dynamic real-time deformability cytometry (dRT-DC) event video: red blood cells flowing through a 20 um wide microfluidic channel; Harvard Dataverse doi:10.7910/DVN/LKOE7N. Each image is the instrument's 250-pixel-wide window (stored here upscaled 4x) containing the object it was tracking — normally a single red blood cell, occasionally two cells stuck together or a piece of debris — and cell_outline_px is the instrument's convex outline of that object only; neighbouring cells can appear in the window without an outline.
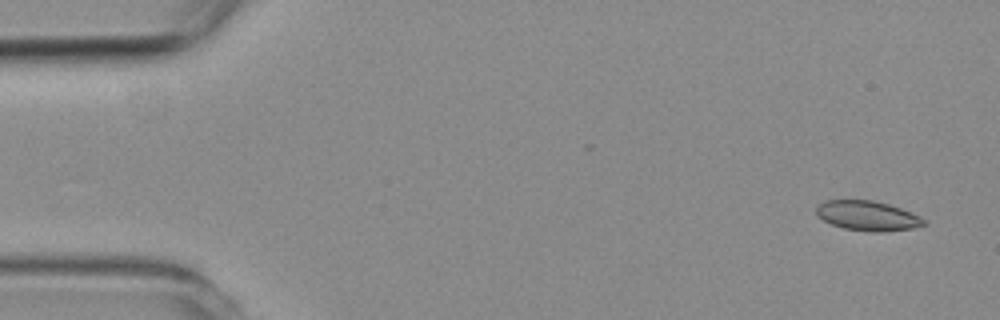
{"species": "common noctule bat (a hibernating species)", "species_latin": "Nyctalus noctula", "temperature_condition": "room temperature", "stored_images_in_passage": 8, "camera_frame_rate_fps": 3000, "um_per_image_px": 0.085, "animal": {"sex": "female", "body_mass_g": 19.3, "forearm_length_mm": 54.1}, "frame": {"image": 1, "passage_image": 1, "time_ms": 0.0, "image_size_px": [1000, 320], "cell_outline_px": [[924, 224], [912, 228], [884, 232], [872, 232], [844, 228], [832, 224], [816, 216], [816, 208], [824, 200], [872, 200], [888, 204], [900, 208], [920, 216], [924, 220]], "centroid_in_image_um": [73.71, 18.34], "position_along_channel_um": 11.3, "area_um2": 18.5}}
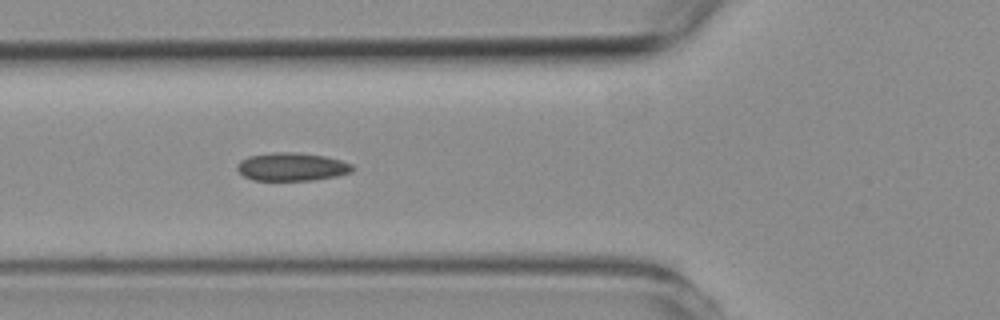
{"frame": {"image": 2, "passage_image": 6, "time_ms": 5.667, "image_size_px": [1000, 320], "cell_outline_px": [[356, 168], [352, 172], [336, 176], [312, 180], [252, 180], [244, 176], [236, 168], [240, 160], [248, 156], [272, 152], [288, 152], [324, 156], [340, 160], [352, 164]], "centroid_in_image_um": [24.8, 14.18], "position_along_channel_um": 101.0, "area_um2": 18.84}}
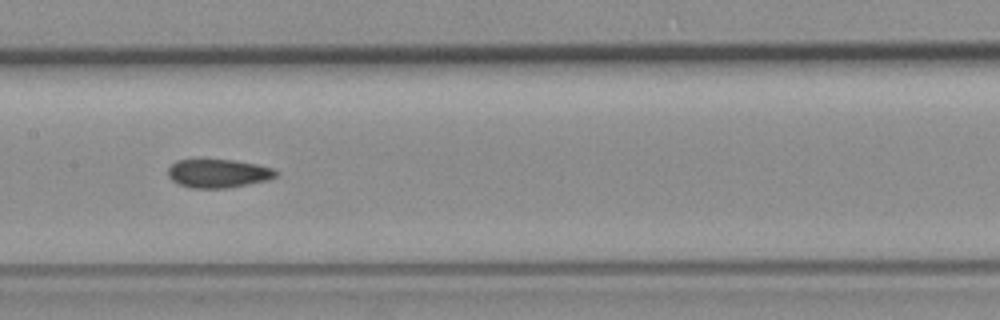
{"frame": {"image": 3, "passage_image": 8, "time_ms": 8.0, "image_size_px": [1000, 320], "cell_outline_px": [[280, 172], [276, 176], [268, 180], [228, 188], [188, 188], [172, 180], [168, 176], [168, 168], [176, 160], [232, 160], [256, 164], [272, 168]], "centroid_in_image_um": [18.55, 14.75], "position_along_channel_um": 188.8, "area_um2": 17.92}}